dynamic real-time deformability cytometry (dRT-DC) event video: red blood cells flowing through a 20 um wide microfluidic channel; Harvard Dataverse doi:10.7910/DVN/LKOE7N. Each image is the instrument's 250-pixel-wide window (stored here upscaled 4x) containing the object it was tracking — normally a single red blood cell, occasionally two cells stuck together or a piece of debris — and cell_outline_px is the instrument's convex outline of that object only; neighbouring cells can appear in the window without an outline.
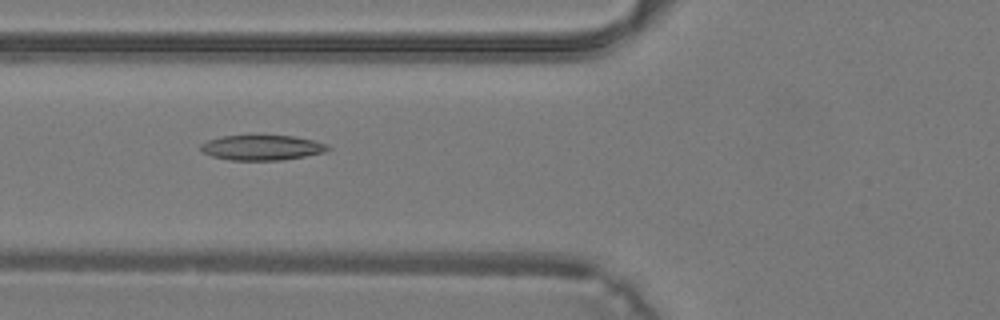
{"species": "common noctule bat (a hibernating species)", "species_latin": "Nyctalus noctula", "temperature_condition": "warm", "stored_images_in_passage": 25, "camera_frame_rate_fps": 3000, "um_per_image_px": 0.085, "animal": {"sex": "male", "body_mass_g": 19.2, "forearm_length_mm": 51.8}, "frame": {"image": 1, "passage_image": 5, "time_ms": 1.333, "image_size_px": [1000, 320], "cell_outline_px": [[332, 148], [324, 152], [284, 160], [228, 160], [212, 156], [200, 152], [200, 144], [208, 140], [220, 136], [296, 136], [328, 144]], "centroid_in_image_um": [22.25, 12.55], "position_along_channel_um": 103.6, "area_um2": 18.67}}
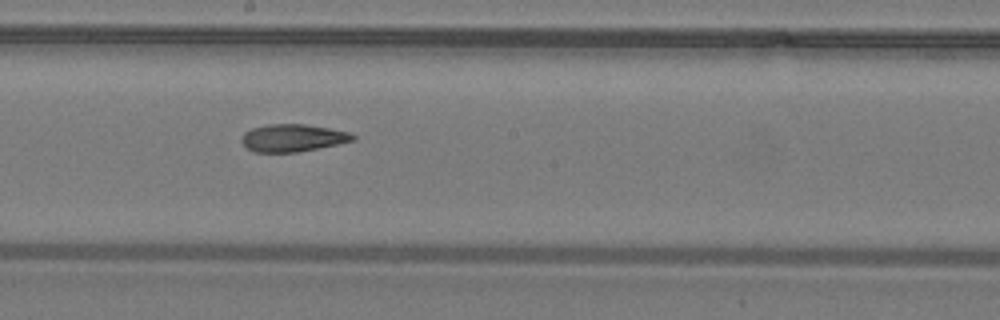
{"frame": {"image": 2, "passage_image": 12, "time_ms": 3.667, "image_size_px": [1000, 320], "cell_outline_px": [[356, 140], [296, 152], [256, 152], [248, 148], [240, 140], [240, 136], [244, 132], [252, 128], [268, 124], [304, 124], [328, 128], [348, 132], [356, 136]], "centroid_in_image_um": [24.85, 11.71], "position_along_channel_um": 223.4, "area_um2": 17.63}}
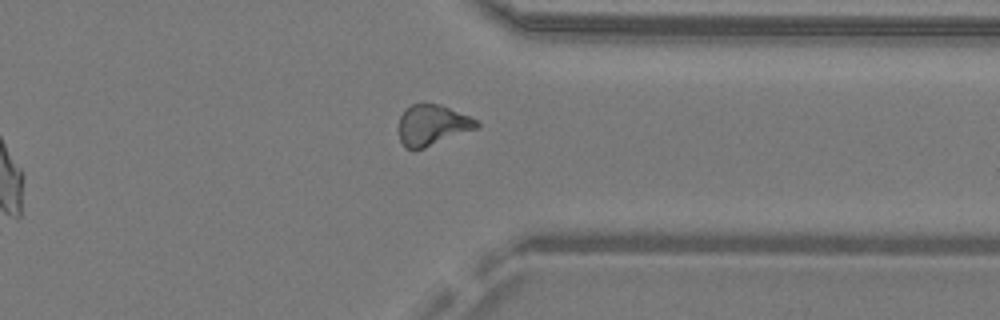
{"frame": {"image": 3, "passage_image": 21, "time_ms": 6.667, "image_size_px": [1000, 320], "cell_outline_px": [[480, 128], [424, 148], [412, 152], [404, 148], [400, 140], [396, 128], [400, 116], [404, 108], [412, 104], [440, 104], [468, 116], [476, 120], [480, 124]], "centroid_in_image_um": [36.69, 10.67], "position_along_channel_um": 374.7, "area_um2": 19.02}}